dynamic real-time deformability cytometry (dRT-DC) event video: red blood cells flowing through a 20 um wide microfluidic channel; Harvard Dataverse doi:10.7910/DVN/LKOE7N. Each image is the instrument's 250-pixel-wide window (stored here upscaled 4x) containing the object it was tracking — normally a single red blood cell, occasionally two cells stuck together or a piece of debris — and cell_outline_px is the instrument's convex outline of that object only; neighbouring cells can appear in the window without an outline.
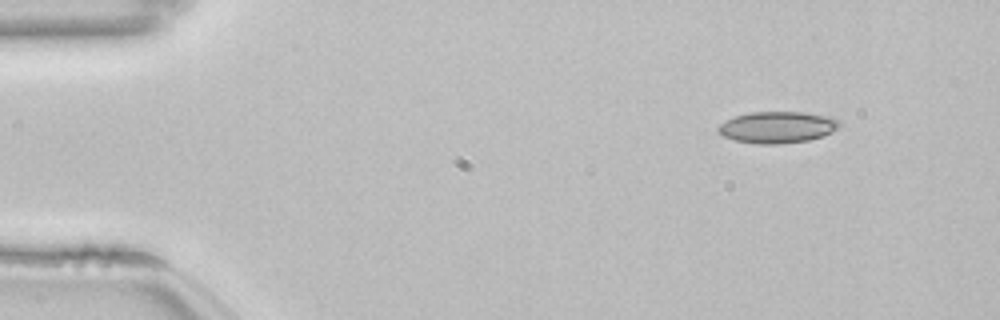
{"species": "common noctule bat (a hibernating species)", "species_latin": "Nyctalus noctula", "temperature_condition": "room temperature", "stored_images_in_passage": 48, "camera_frame_rate_fps": 3000, "um_per_image_px": 0.085, "animal": {"sex": "female", "body_mass_g": 22.7, "forearm_length_mm": 54.2}, "frame": {"image": 1, "passage_image": 1, "time_ms": 0.0, "image_size_px": [1000, 320], "cell_outline_px": [[840, 124], [832, 132], [808, 140], [780, 144], [756, 144], [732, 140], [716, 132], [716, 128], [720, 124], [736, 116], [752, 112], [804, 112], [832, 116], [840, 120]], "centroid_in_image_um": [66.07, 10.82], "position_along_channel_um": 18.9, "area_um2": 22.37}}
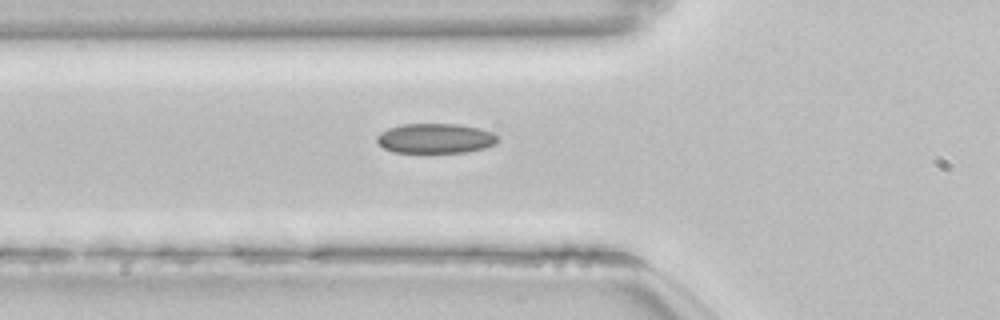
{"frame": {"image": 2, "passage_image": 14, "time_ms": 4.333, "image_size_px": [1000, 320], "cell_outline_px": [[500, 140], [496, 144], [484, 148], [468, 152], [396, 152], [384, 148], [376, 140], [376, 136], [380, 132], [388, 128], [404, 124], [460, 124], [480, 128], [492, 132], [500, 136]], "centroid_in_image_um": [37.07, 11.75], "position_along_channel_um": 88.7, "area_um2": 21.15}}
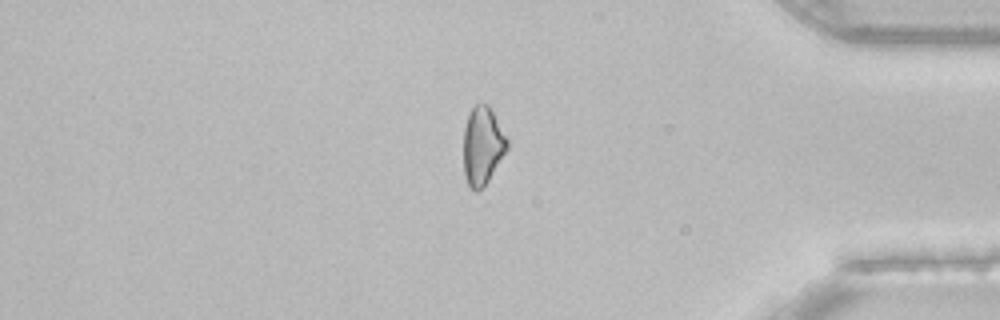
{"frame": {"image": 3, "passage_image": 40, "time_ms": 13.0, "image_size_px": [1000, 320], "cell_outline_px": [[508, 148], [488, 180], [476, 192], [468, 188], [464, 172], [464, 128], [468, 116], [472, 108], [476, 104], [488, 104], [508, 140]], "centroid_in_image_um": [41.0, 12.4], "position_along_channel_um": 394.2, "area_um2": 19.54}, "authors_computed_cell_mechanics": {"area_um2": 21.1837, "velocity_mm_per_s": 3.8505, "shape_relaxation_time_tau1_ms": 7.6854, "shape_relaxation_time_tau2_ms": 4.9299, "deformation_change_tau1": 0.116, "deformation_change_tau2": 0.1207}}